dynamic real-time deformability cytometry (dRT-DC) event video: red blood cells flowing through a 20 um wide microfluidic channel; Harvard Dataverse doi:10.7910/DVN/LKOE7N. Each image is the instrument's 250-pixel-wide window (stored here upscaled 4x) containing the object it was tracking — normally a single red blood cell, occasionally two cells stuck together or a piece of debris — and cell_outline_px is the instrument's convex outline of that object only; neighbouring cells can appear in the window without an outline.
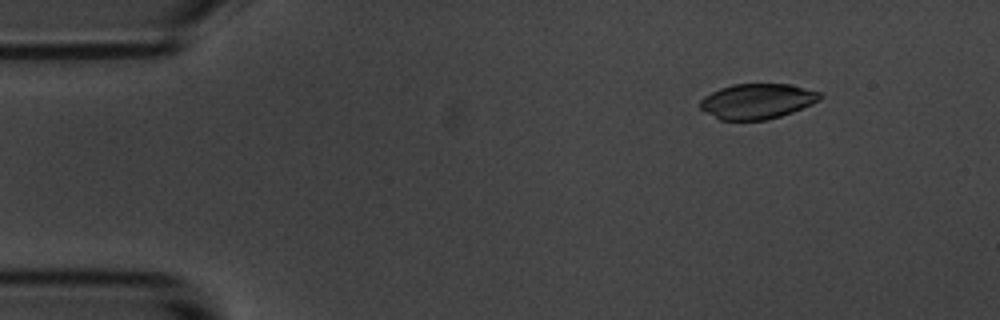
{"species": "common noctule bat (a hibernating species)", "species_latin": "Nyctalus noctula", "temperature_condition": "room temperature", "stored_images_in_passage": 6, "camera_frame_rate_fps": 3000, "um_per_image_px": 0.085, "animal": {"sex": "male", "body_mass_g": 20.1, "forearm_length_mm": 53.5}, "frame": {"image": 1, "passage_image": 2, "time_ms": 1.0, "image_size_px": [1000, 320], "cell_outline_px": [[824, 96], [820, 100], [812, 104], [792, 112], [768, 120], [720, 120], [704, 112], [700, 108], [700, 100], [704, 96], [720, 88], [732, 84], [792, 84], [820, 92]], "centroid_in_image_um": [64.37, 8.6], "position_along_channel_um": 20.6, "area_um2": 24.8}}
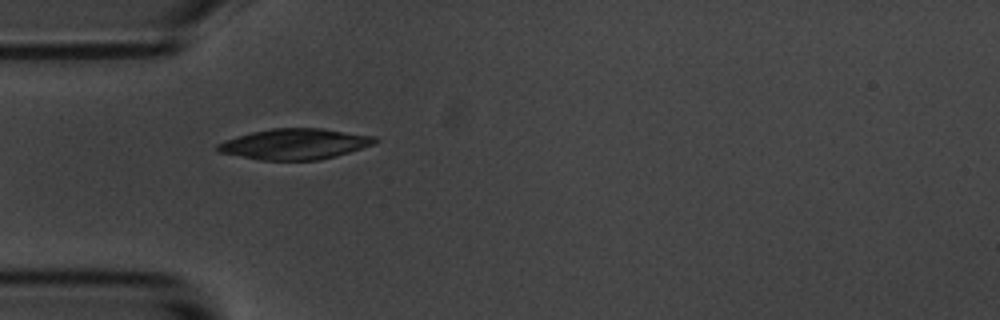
{"frame": {"image": 2, "passage_image": 5, "time_ms": 4.333, "image_size_px": [1000, 320], "cell_outline_px": [[380, 140], [372, 144], [336, 156], [320, 160], [260, 160], [216, 152], [216, 144], [224, 140], [236, 136], [252, 132], [272, 128], [324, 128], [376, 136]], "centroid_in_image_um": [25.03, 12.24], "position_along_channel_um": 60.0, "area_um2": 28.32}}